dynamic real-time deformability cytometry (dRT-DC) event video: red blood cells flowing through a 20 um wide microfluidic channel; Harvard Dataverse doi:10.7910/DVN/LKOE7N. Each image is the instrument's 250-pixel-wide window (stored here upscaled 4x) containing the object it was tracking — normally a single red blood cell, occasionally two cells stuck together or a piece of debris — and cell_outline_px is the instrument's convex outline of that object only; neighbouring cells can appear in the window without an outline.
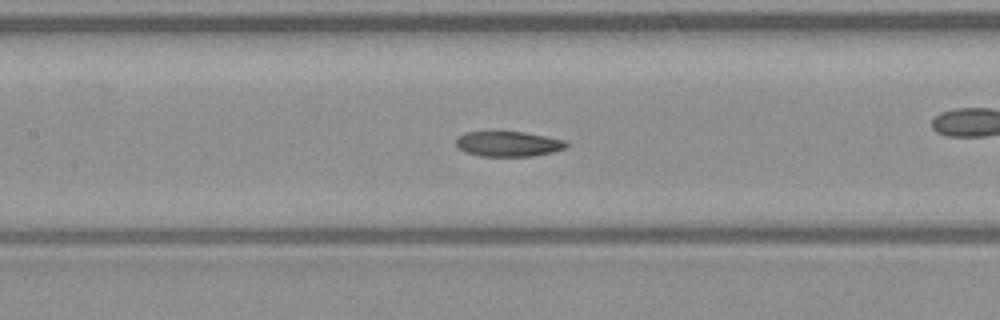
{"species": "common noctule bat (a hibernating species)", "species_latin": "Nyctalus noctula", "temperature_condition": "warm", "stored_images_in_passage": 42, "camera_frame_rate_fps": 3000, "um_per_image_px": 0.085, "animal": {"sex": "male", "body_mass_g": 23.1, "forearm_length_mm": 52.7}, "frame": {"image": 1, "passage_image": 13, "time_ms": 4.0, "image_size_px": [1000, 320], "cell_outline_px": [[568, 144], [564, 148], [552, 152], [532, 156], [480, 156], [464, 152], [456, 144], [456, 136], [464, 132], [496, 128], [524, 132], [564, 140]], "centroid_in_image_um": [43.1, 12.17], "position_along_channel_um": 164.3, "area_um2": 16.94}}
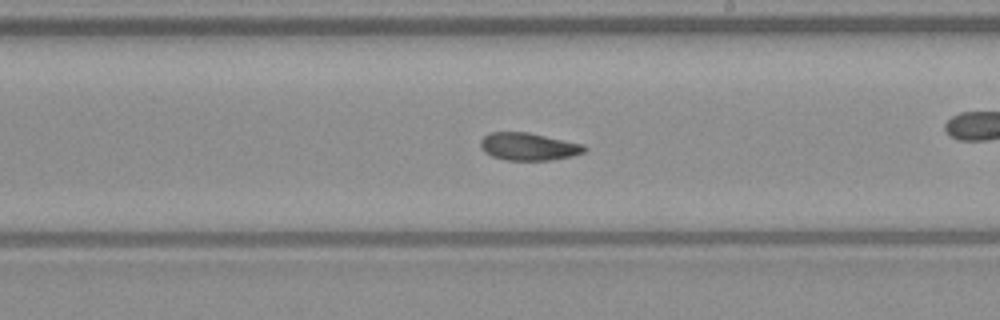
{"frame": {"image": 2, "passage_image": 19, "time_ms": 6.0, "image_size_px": [1000, 320], "cell_outline_px": [[588, 148], [584, 152], [572, 156], [552, 160], [504, 160], [492, 156], [484, 152], [480, 148], [480, 140], [488, 132], [528, 132], [584, 144]], "centroid_in_image_um": [44.91, 12.46], "position_along_channel_um": 244.1, "area_um2": 16.88}, "authors_computed_cell_mechanics": {"area_um2": 17.2533, "velocity_mm_per_s": 4.0036, "shape_relaxation_time_tau1_ms": null, "shape_relaxation_time_tau2_ms": 10.4584, "deformation_change_tau1": null, "deformation_change_tau2": 0.1708}}